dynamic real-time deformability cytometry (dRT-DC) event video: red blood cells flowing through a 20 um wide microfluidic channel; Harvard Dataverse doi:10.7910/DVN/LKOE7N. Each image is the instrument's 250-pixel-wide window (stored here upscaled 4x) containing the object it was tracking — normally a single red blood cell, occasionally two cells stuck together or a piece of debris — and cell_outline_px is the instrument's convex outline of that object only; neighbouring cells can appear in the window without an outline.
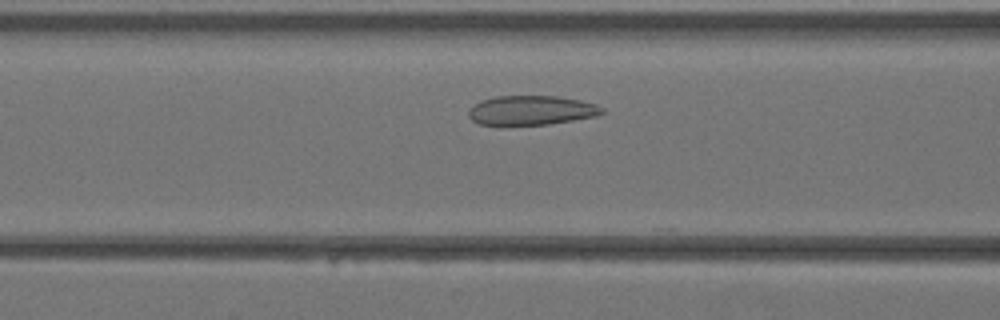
{"species": "Egyptian fruit bat (a non-hibernating species)", "species_latin": "Rousettus aegyptiacus", "temperature_condition": "warm", "stored_images_in_passage": 24, "camera_frame_rate_fps": 3000, "um_per_image_px": 0.085, "animal": {"sex": "female"}, "frame": {"image": 1, "passage_image": 4, "time_ms": 1.0, "image_size_px": [1000, 320], "cell_outline_px": [[604, 112], [596, 116], [548, 124], [480, 124], [472, 120], [468, 116], [468, 112], [472, 104], [480, 100], [496, 96], [556, 96], [580, 100], [596, 104], [604, 108]], "centroid_in_image_um": [45.15, 9.36], "position_along_channel_um": 121.5, "area_um2": 22.72}}
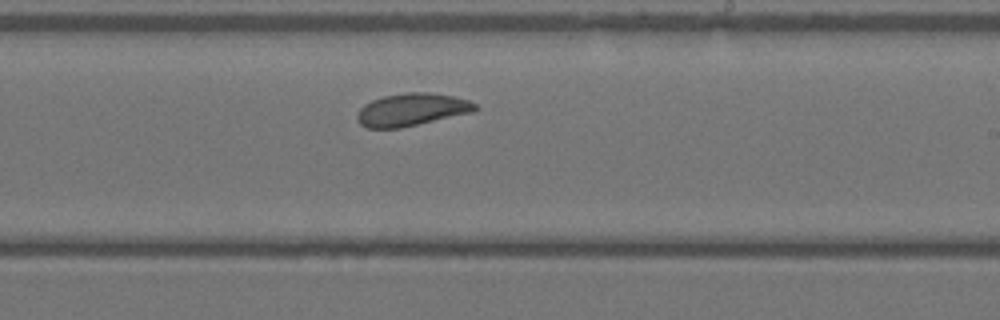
{"frame": {"image": 2, "passage_image": 12, "time_ms": 3.667, "image_size_px": [1000, 320], "cell_outline_px": [[480, 108], [476, 112], [400, 128], [368, 128], [360, 124], [356, 120], [356, 116], [360, 108], [364, 104], [372, 100], [384, 96], [408, 92], [428, 92], [452, 96], [468, 100], [476, 104]], "centroid_in_image_um": [35.02, 9.32], "position_along_channel_um": 254.0, "area_um2": 22.6}}
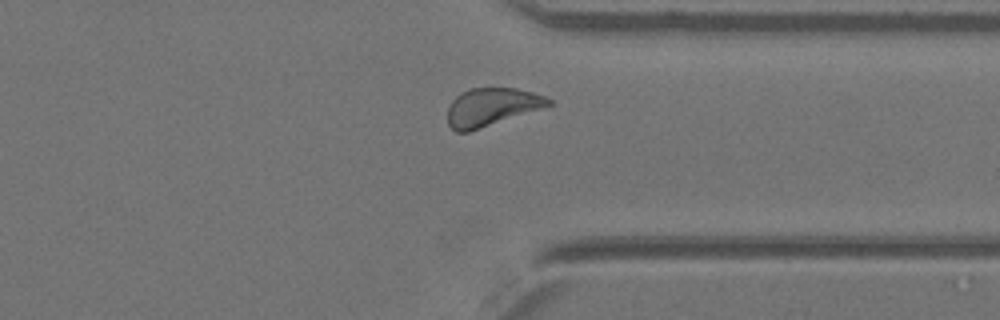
{"frame": {"image": 3, "passage_image": 19, "time_ms": 6.0, "image_size_px": [1000, 320], "cell_outline_px": [[552, 104], [468, 132], [456, 132], [448, 124], [448, 108], [452, 100], [460, 92], [468, 88], [516, 88], [532, 92], [544, 96], [552, 100]], "centroid_in_image_um": [41.73, 9.08], "position_along_channel_um": 369.7, "area_um2": 21.96}}